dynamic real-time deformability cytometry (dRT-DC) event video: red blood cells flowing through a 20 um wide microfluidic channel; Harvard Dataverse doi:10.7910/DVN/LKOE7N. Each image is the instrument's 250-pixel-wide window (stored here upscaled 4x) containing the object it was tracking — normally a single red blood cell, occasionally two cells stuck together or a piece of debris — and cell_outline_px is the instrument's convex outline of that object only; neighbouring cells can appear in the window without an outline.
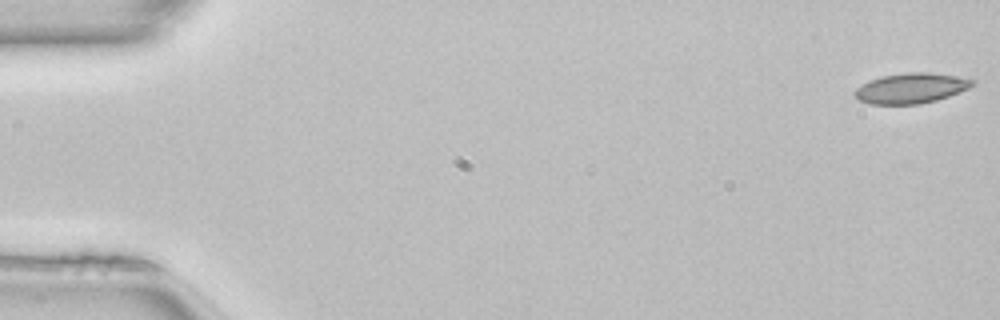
{"species": "common noctule bat (a hibernating species)", "species_latin": "Nyctalus noctula", "temperature_condition": "room temperature", "stored_images_in_passage": 48, "camera_frame_rate_fps": 3000, "um_per_image_px": 0.085, "animal": {"sex": "female", "body_mass_g": 22.7, "forearm_length_mm": 54.2}, "frame": {"image": 1, "passage_image": 1, "time_ms": 0.0, "image_size_px": [1000, 320], "cell_outline_px": [[976, 84], [968, 88], [948, 96], [936, 100], [920, 104], [868, 104], [860, 100], [852, 92], [856, 88], [868, 80], [884, 76], [908, 72], [928, 72], [956, 76], [976, 80]], "centroid_in_image_um": [77.43, 7.49], "position_along_channel_um": 7.6, "area_um2": 20.69}}
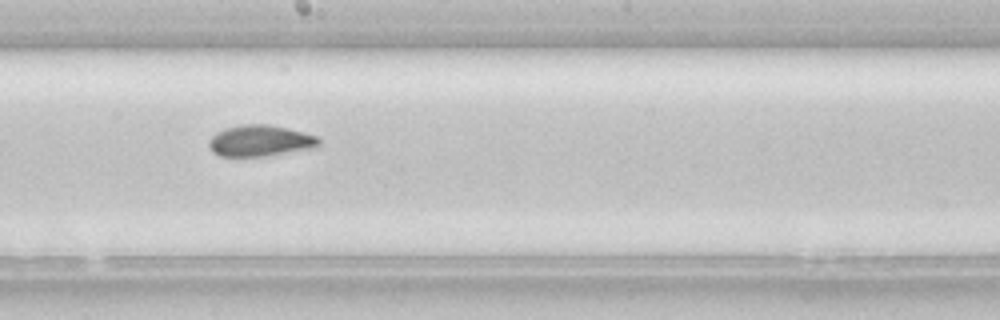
{"frame": {"image": 2, "passage_image": 28, "time_ms": 9.0, "image_size_px": [1000, 320], "cell_outline_px": [[320, 144], [316, 148], [264, 156], [220, 156], [212, 152], [208, 144], [208, 140], [216, 132], [224, 128], [240, 124], [268, 124], [288, 128], [304, 132], [316, 136], [320, 140]], "centroid_in_image_um": [22.11, 11.96], "position_along_channel_um": 226.1, "area_um2": 20.23}}
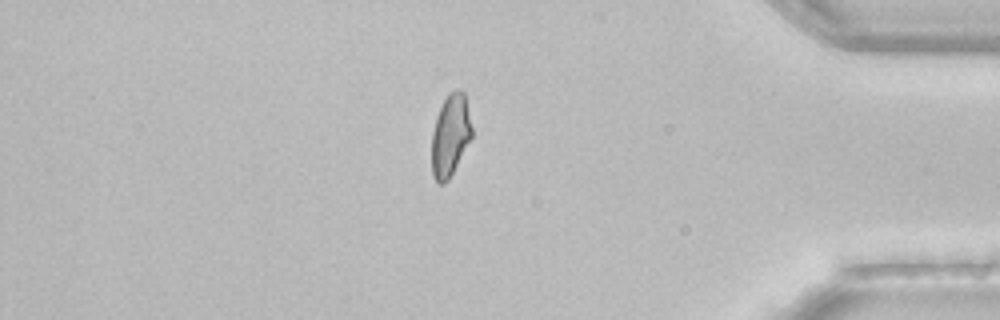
{"frame": {"image": 3, "passage_image": 43, "time_ms": 14.0, "image_size_px": [1000, 320], "cell_outline_px": [[472, 136], [448, 180], [444, 184], [440, 184], [432, 176], [432, 132], [436, 116], [448, 92], [456, 88], [460, 88], [464, 92], [472, 128]], "centroid_in_image_um": [38.27, 11.47], "position_along_channel_um": 396.9, "area_um2": 19.07}, "authors_computed_cell_mechanics": {"area_um2": 20.4901, "velocity_mm_per_s": 4.0864, "shape_relaxation_time_tau1_ms": 10.0188, "shape_relaxation_time_tau2_ms": 2.0176, "deformation_change_tau1": 0.1774, "deformation_change_tau2": 0.0647}}